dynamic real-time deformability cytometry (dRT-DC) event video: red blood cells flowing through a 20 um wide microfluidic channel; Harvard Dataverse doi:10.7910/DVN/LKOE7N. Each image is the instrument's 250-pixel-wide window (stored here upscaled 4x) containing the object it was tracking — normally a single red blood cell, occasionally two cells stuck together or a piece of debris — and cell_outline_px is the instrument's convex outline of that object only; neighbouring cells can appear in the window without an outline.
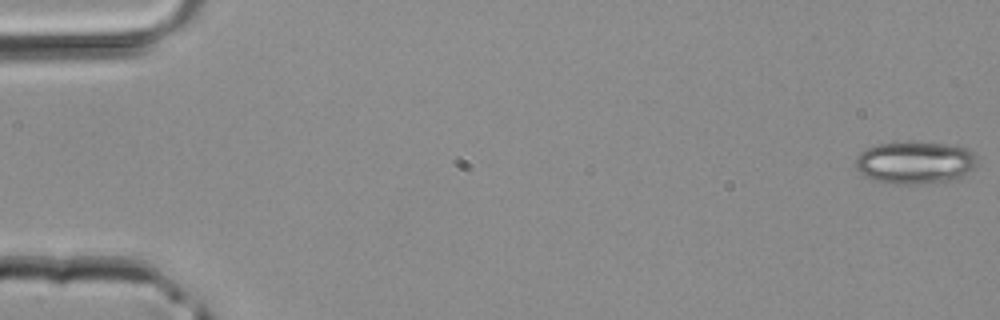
{"species": "common noctule bat (a hibernating species)", "species_latin": "Nyctalus noctula", "temperature_condition": "room temperature", "stored_images_in_passage": 43, "camera_frame_rate_fps": 3000, "um_per_image_px": 0.085, "animal": {"sex": "male", "body_mass_g": 20.4}, "frame": {"image": 1, "passage_image": 1, "time_ms": 0.0, "image_size_px": [1000, 320], "cell_outline_px": [[980, 160], [960, 180], [916, 184], [888, 184], [864, 176], [856, 168], [856, 156], [860, 152], [876, 144], [908, 140], [944, 144], [968, 148]], "centroid_in_image_um": [77.79, 13.81], "position_along_channel_um": 7.2, "area_um2": 30.81}}
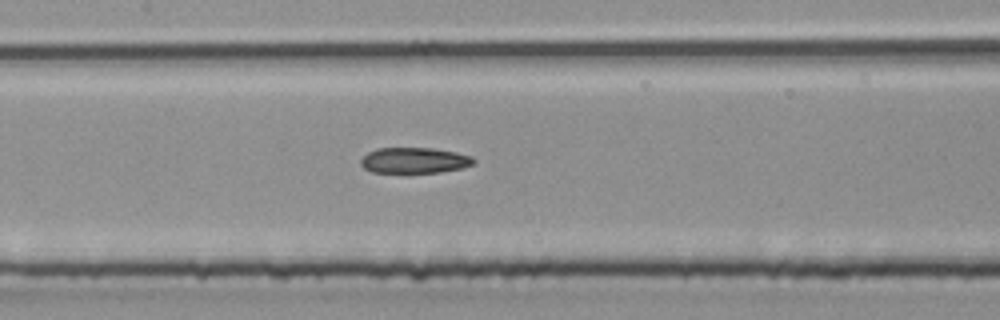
{"frame": {"image": 2, "passage_image": 21, "time_ms": 6.667, "image_size_px": [1000, 320], "cell_outline_px": [[476, 160], [472, 164], [464, 168], [440, 172], [372, 172], [364, 168], [360, 164], [360, 160], [368, 152], [376, 148], [436, 148], [456, 152], [472, 156]], "centroid_in_image_um": [35.24, 13.62], "position_along_channel_um": 172.2, "area_um2": 16.99}}
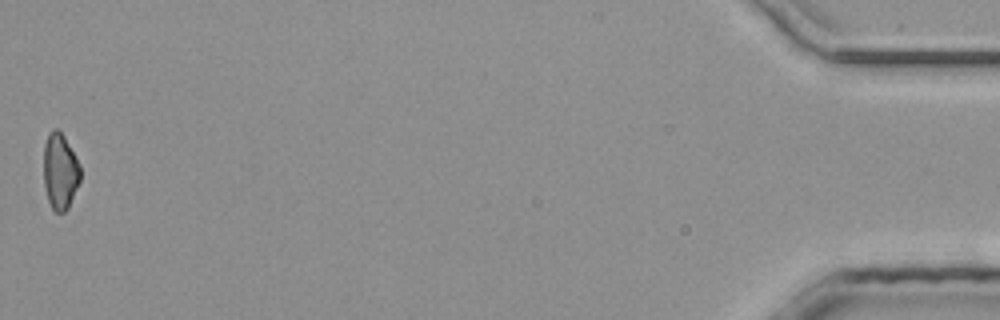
{"frame": {"image": 3, "passage_image": 43, "time_ms": 14.0, "image_size_px": [1000, 320], "cell_outline_px": [[80, 180], [68, 208], [64, 212], [56, 212], [52, 208], [48, 200], [44, 188], [44, 144], [48, 132], [52, 128], [56, 128], [64, 136], [76, 156], [80, 164]], "centroid_in_image_um": [5.1, 14.54], "position_along_channel_um": 430.1, "area_um2": 16.36}}